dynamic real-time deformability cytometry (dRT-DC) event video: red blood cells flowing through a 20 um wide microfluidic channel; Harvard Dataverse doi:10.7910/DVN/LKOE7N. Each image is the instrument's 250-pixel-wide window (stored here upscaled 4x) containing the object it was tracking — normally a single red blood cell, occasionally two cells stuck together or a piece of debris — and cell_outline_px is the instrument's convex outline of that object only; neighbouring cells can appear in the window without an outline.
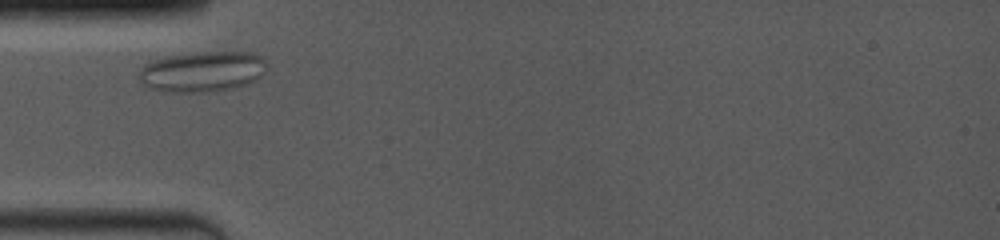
{"species": "common noctule bat (a hibernating species)", "species_latin": "Nyctalus noctula", "temperature_condition": "room temperature", "stored_images_in_passage": 44, "camera_frame_rate_fps": 4000, "um_per_image_px": 0.085, "animal": {"sex": "female", "body_mass_g": 19.0, "forearm_length_mm": 53.3}, "frame": {"image": 1, "passage_image": 1, "time_ms": 0.0, "image_size_px": [1000, 240], "cell_outline_px": [[268, 64], [264, 72], [256, 80], [232, 88], [208, 92], [168, 92], [148, 88], [140, 84], [140, 68], [144, 64], [156, 60], [172, 56], [196, 52], [256, 52], [264, 56], [268, 60]], "centroid_in_image_um": [17.25, 6.08], "position_along_channel_um": 67.8, "area_um2": 30.4}}
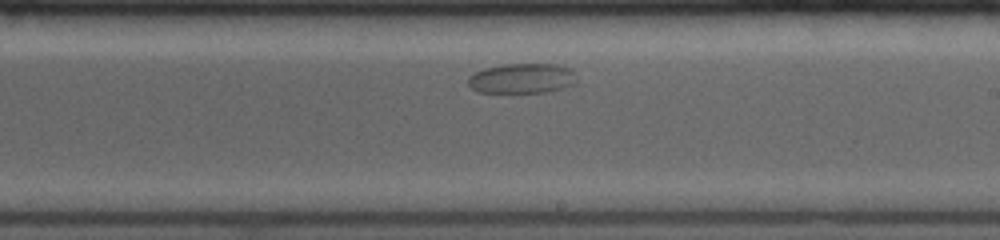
{"frame": {"image": 2, "passage_image": 25, "time_ms": 5.25, "image_size_px": [1000, 240], "cell_outline_px": [[576, 80], [572, 84], [564, 88], [544, 92], [476, 92], [468, 84], [468, 76], [484, 68], [504, 64], [552, 64], [568, 68], [572, 72]], "centroid_in_image_um": [44.31, 6.66], "position_along_channel_um": 244.7, "area_um2": 18.73}}
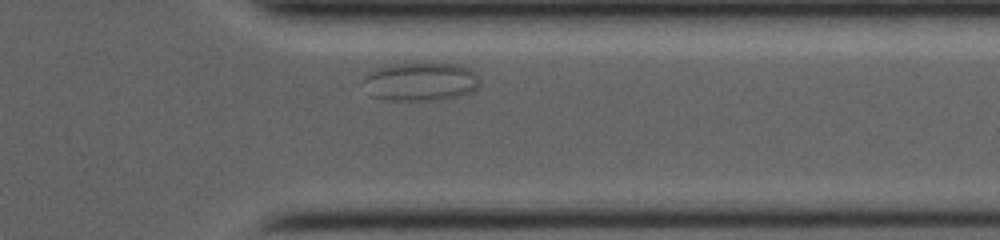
{"frame": {"image": 3, "passage_image": 40, "time_ms": 9.0, "image_size_px": [1000, 240], "cell_outline_px": [[480, 84], [476, 88], [452, 100], [388, 100], [372, 96], [360, 80], [364, 76], [376, 68], [396, 64], [460, 64], [468, 68], [480, 80]], "centroid_in_image_um": [35.73, 6.96], "position_along_channel_um": 375.7, "area_um2": 26.13}}